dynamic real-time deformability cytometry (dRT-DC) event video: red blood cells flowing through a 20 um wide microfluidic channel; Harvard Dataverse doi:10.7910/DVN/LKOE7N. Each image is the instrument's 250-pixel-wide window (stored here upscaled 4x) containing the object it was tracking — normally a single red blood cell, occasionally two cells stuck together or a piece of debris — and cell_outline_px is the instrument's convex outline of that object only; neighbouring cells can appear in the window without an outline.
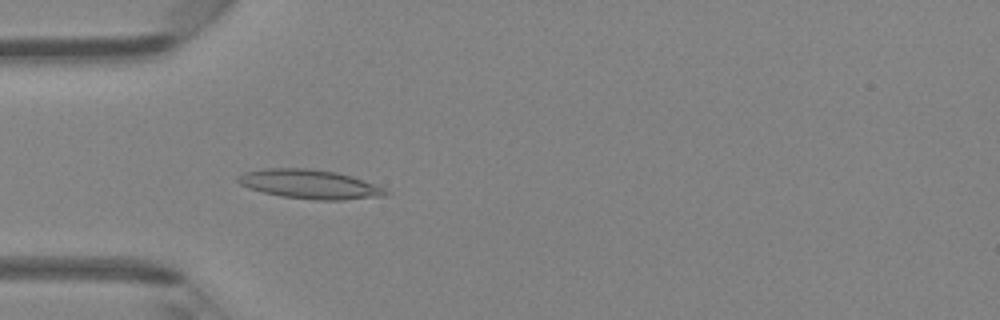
{"species": "Egyptian fruit bat (a non-hibernating species)", "species_latin": "Rousettus aegyptiacus", "temperature_condition": "room temperature", "stored_images_in_passage": 45, "camera_frame_rate_fps": 3000, "um_per_image_px": 0.085, "animal": {"sex": "female"}, "frame": {"image": 1, "passage_image": 12, "time_ms": 3.667, "image_size_px": [1000, 320], "cell_outline_px": [[388, 192], [384, 196], [344, 200], [316, 200], [280, 196], [248, 188], [240, 184], [236, 180], [236, 176], [244, 172], [264, 168], [308, 168], [336, 172], [352, 176], [384, 188]], "centroid_in_image_um": [26.28, 15.65], "position_along_channel_um": 58.7, "area_um2": 25.09}}
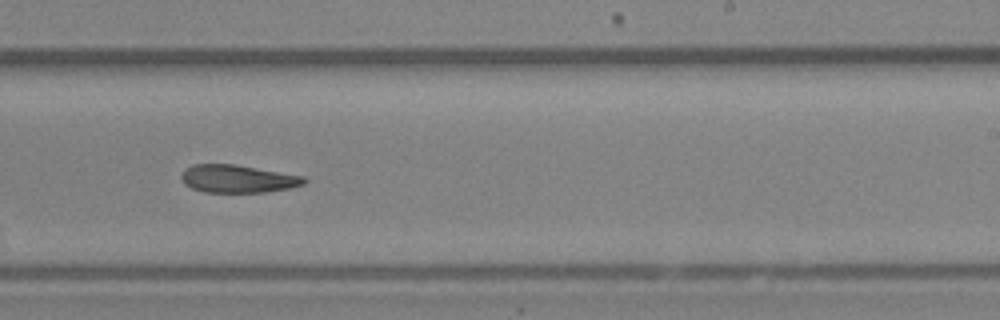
{"frame": {"image": 2, "passage_image": 27, "time_ms": 8.667, "image_size_px": [1000, 320], "cell_outline_px": [[308, 180], [304, 184], [288, 188], [264, 192], [204, 192], [192, 188], [184, 184], [180, 176], [184, 168], [192, 164], [232, 164], [304, 176]], "centroid_in_image_um": [20.17, 15.19], "position_along_channel_um": 268.8, "area_um2": 19.83}}
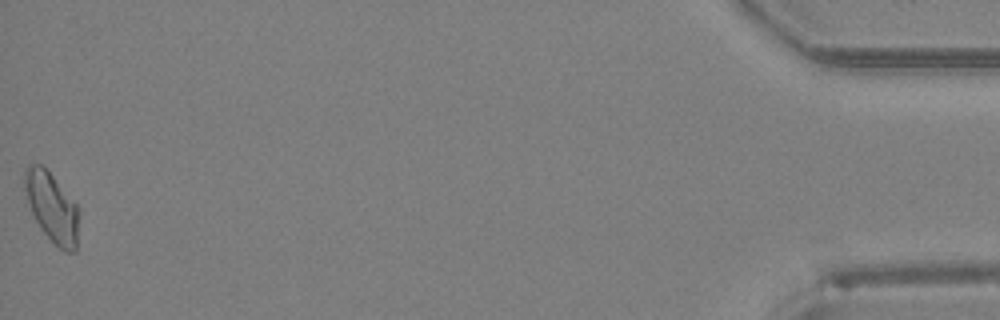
{"frame": {"image": 3, "passage_image": 45, "time_ms": 14.667, "image_size_px": [1000, 320], "cell_outline_px": [[80, 208], [76, 252], [64, 252], [40, 228], [32, 212], [24, 188], [24, 168], [28, 164], [40, 164], [52, 176]], "centroid_in_image_um": [4.44, 17.63], "position_along_channel_um": 430.8, "area_um2": 21.79}}